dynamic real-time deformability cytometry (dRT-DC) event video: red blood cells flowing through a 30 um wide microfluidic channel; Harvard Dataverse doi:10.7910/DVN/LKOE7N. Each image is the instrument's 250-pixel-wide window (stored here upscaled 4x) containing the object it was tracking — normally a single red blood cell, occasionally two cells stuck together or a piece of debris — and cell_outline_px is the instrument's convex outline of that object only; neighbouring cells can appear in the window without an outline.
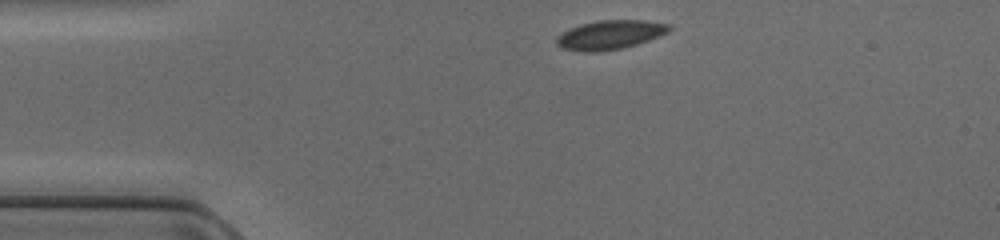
{"species": "common noctule bat (a hibernating species)", "species_latin": "Nyctalus noctula", "temperature_condition": "cold", "stored_images_in_passage": 39, "camera_frame_rate_fps": 3000, "um_per_image_px": 0.085, "animal": {"sex": "female", "body_mass_g": 17.0, "forearm_length_mm": 48.0}, "frame": {"image": 1, "passage_image": 1, "time_ms": 0.0, "image_size_px": [1000, 240], "cell_outline_px": [[672, 28], [668, 32], [660, 36], [624, 48], [600, 52], [588, 52], [564, 48], [556, 44], [556, 36], [560, 32], [568, 28], [580, 24], [596, 20], [644, 20], [672, 24]], "centroid_in_image_um": [51.85, 2.95], "position_along_channel_um": 33.1, "area_um2": 19.36}}
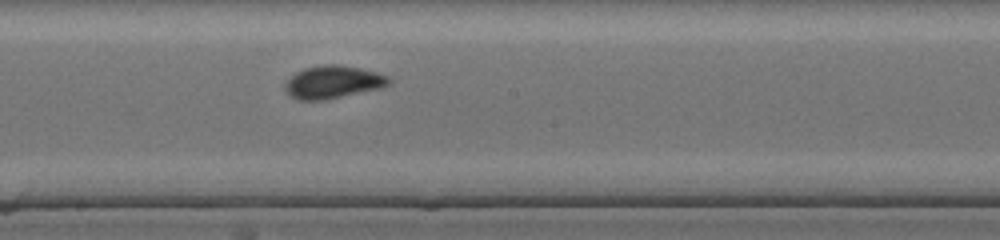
{"frame": {"image": 2, "passage_image": 17, "time_ms": 5.333, "image_size_px": [1000, 240], "cell_outline_px": [[392, 84], [380, 88], [324, 100], [300, 100], [292, 96], [284, 88], [284, 84], [296, 72], [304, 68], [324, 64], [336, 64], [360, 68], [388, 76], [392, 80]], "centroid_in_image_um": [28.32, 6.97], "position_along_channel_um": 219.9, "area_um2": 19.65}}
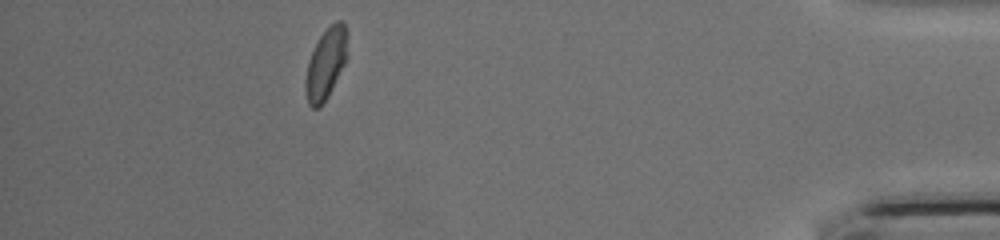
{"frame": {"image": 3, "passage_image": 34, "time_ms": 11.0, "image_size_px": [1000, 240], "cell_outline_px": [[348, 56], [328, 96], [320, 108], [312, 108], [308, 104], [304, 92], [304, 80], [308, 60], [320, 36], [336, 20], [340, 20], [344, 24], [348, 32]], "centroid_in_image_um": [27.7, 5.43], "position_along_channel_um": 407.5, "area_um2": 17.57}}